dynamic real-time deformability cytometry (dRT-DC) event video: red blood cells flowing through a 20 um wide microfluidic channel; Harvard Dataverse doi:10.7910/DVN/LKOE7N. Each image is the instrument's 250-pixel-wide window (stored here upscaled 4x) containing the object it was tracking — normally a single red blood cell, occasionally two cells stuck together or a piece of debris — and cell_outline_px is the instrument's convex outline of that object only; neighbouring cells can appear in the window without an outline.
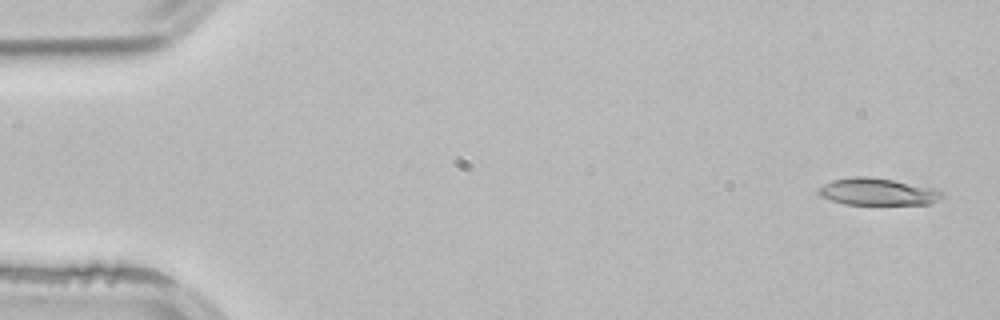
{"species": "common noctule bat (a hibernating species)", "species_latin": "Nyctalus noctula", "temperature_condition": "room temperature", "stored_images_in_passage": 51, "camera_frame_rate_fps": 3000, "um_per_image_px": 0.085, "animal": {"sex": "male", "body_mass_g": 21.5, "forearm_length_mm": 52.0}, "frame": {"image": 1, "passage_image": 1, "time_ms": 0.0, "image_size_px": [1000, 320], "cell_outline_px": [[944, 196], [928, 204], [844, 204], [820, 196], [816, 188], [832, 180], [856, 176], [868, 176], [892, 180], [936, 188], [944, 192]], "centroid_in_image_um": [74.59, 16.29], "position_along_channel_um": 10.4, "area_um2": 19.42}}
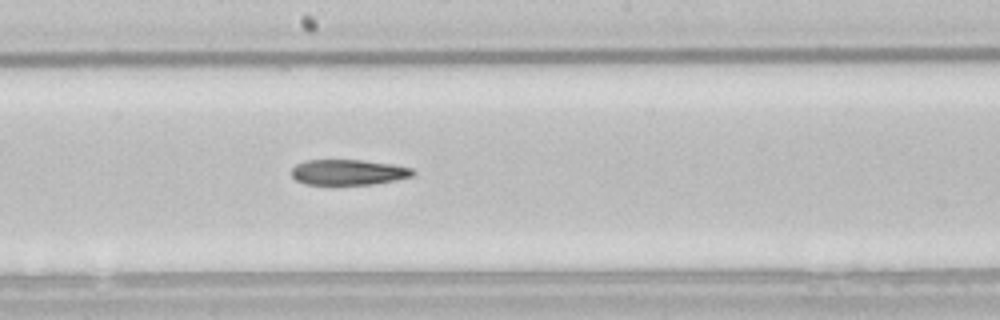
{"frame": {"image": 2, "passage_image": 27, "time_ms": 8.667, "image_size_px": [1000, 320], "cell_outline_px": [[416, 172], [412, 176], [396, 180], [372, 184], [308, 184], [296, 180], [292, 176], [292, 168], [296, 164], [304, 160], [364, 160], [392, 164], [412, 168]], "centroid_in_image_um": [29.62, 14.63], "position_along_channel_um": 218.6, "area_um2": 17.98}}
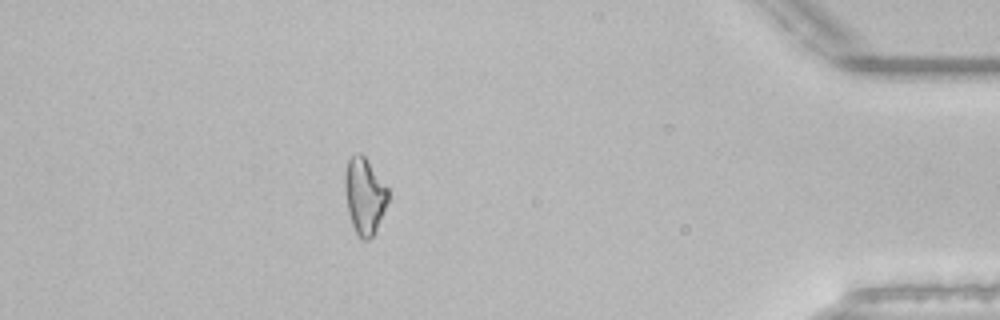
{"frame": {"image": 3, "passage_image": 45, "time_ms": 14.667, "image_size_px": [1000, 320], "cell_outline_px": [[388, 200], [376, 232], [368, 240], [360, 240], [352, 224], [348, 212], [344, 188], [344, 176], [348, 160], [352, 156], [360, 152], [364, 156], [388, 188]], "centroid_in_image_um": [30.97, 16.67], "position_along_channel_um": 404.2, "area_um2": 19.13}}